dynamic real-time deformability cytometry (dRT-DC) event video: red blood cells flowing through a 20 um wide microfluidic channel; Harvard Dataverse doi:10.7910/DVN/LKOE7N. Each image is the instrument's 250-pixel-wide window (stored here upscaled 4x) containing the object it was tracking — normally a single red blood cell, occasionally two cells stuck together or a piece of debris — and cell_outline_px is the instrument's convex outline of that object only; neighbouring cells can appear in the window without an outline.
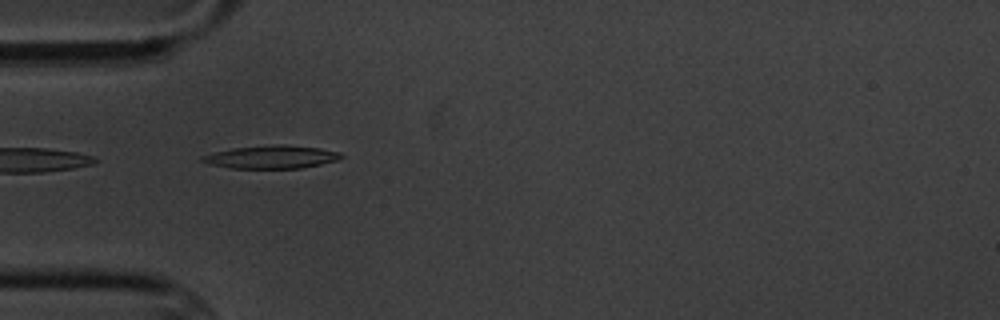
{"species": "common noctule bat (a hibernating species)", "species_latin": "Nyctalus noctula", "temperature_condition": "cold", "stored_images_in_passage": 5, "camera_frame_rate_fps": 3000, "um_per_image_px": 0.085, "animal": {"sex": "male", "body_mass_g": 20.1, "forearm_length_mm": 53.5}, "frame": {"image": 1, "passage_image": 4, "time_ms": 3.667, "image_size_px": [1000, 320], "cell_outline_px": [[344, 156], [336, 160], [320, 164], [300, 168], [228, 168], [208, 164], [200, 160], [200, 156], [232, 148], [276, 144], [284, 144], [320, 148], [340, 152]], "centroid_in_image_um": [23.05, 13.34], "position_along_channel_um": 62.0, "area_um2": 18.61}}